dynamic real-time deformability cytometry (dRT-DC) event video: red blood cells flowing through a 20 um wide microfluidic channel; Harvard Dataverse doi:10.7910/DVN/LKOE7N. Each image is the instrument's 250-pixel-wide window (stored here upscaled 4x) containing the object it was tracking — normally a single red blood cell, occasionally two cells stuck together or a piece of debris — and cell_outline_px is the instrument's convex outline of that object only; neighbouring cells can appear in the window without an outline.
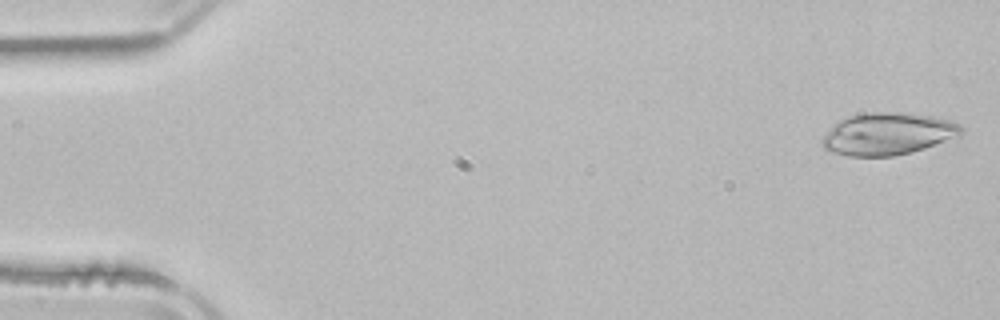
{"species": "common noctule bat (a hibernating species)", "species_latin": "Nyctalus noctula", "temperature_condition": "room temperature", "stored_images_in_passage": 3, "camera_frame_rate_fps": 3000, "um_per_image_px": 0.085, "animal": {"sex": "male", "body_mass_g": 21.5, "forearm_length_mm": 52.0}, "frame": {"image": 1, "passage_image": 1, "time_ms": 0.0, "image_size_px": [1000, 320], "cell_outline_px": [[964, 132], [960, 136], [912, 152], [896, 156], [848, 156], [832, 152], [824, 148], [820, 144], [820, 140], [836, 120], [860, 112], [904, 112], [932, 116], [948, 120], [960, 124], [964, 128]], "centroid_in_image_um": [75.44, 11.37], "position_along_channel_um": 9.6, "area_um2": 34.74}}